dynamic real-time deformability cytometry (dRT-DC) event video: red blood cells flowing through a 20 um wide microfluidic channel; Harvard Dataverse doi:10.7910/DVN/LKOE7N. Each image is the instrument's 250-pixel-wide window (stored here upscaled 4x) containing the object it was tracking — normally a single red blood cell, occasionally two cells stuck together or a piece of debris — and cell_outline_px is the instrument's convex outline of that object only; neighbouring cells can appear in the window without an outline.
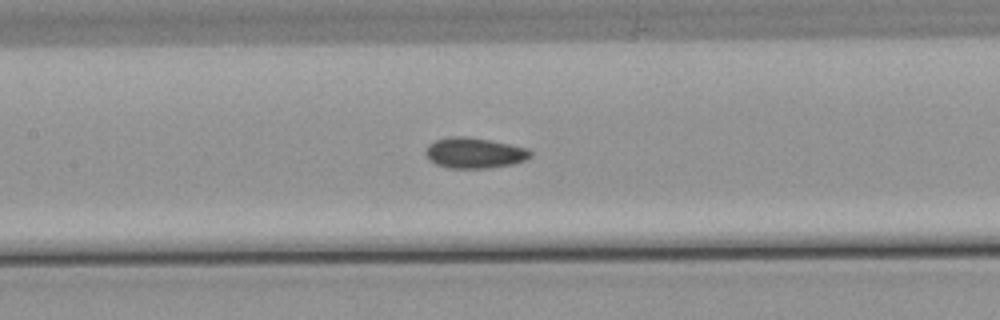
{"species": "common noctule bat (a hibernating species)", "species_latin": "Nyctalus noctula", "temperature_condition": "warm", "stored_images_in_passage": 31, "camera_frame_rate_fps": 3000, "um_per_image_px": 0.085, "animal": {"sex": "male", "body_mass_g": 21.5, "forearm_length_mm": 52.0}, "frame": {"image": 1, "passage_image": 12, "time_ms": 3.667, "image_size_px": [1000, 320], "cell_outline_px": [[532, 156], [524, 160], [512, 164], [488, 168], [448, 168], [436, 164], [428, 160], [424, 152], [428, 144], [436, 140], [448, 136], [464, 136], [488, 140], [528, 148], [532, 152]], "centroid_in_image_um": [40.28, 13.0], "position_along_channel_um": 167.1, "area_um2": 18.73}}
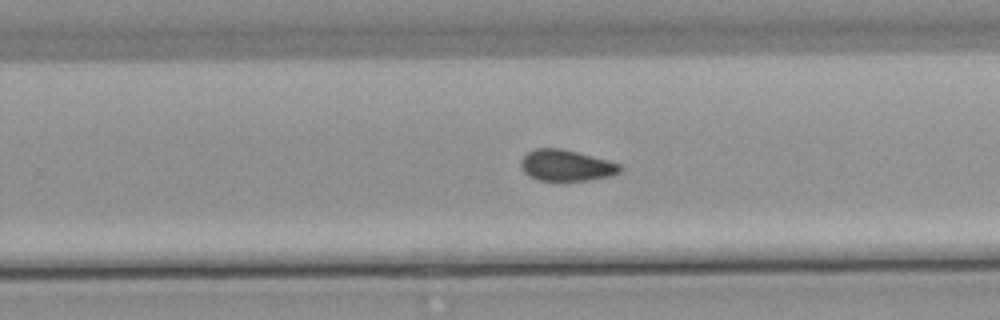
{"frame": {"image": 2, "passage_image": 21, "time_ms": 6.667, "image_size_px": [1000, 320], "cell_outline_px": [[620, 172], [612, 176], [588, 180], [536, 180], [528, 176], [524, 172], [520, 164], [520, 160], [528, 152], [536, 148], [560, 148], [608, 160], [620, 164]], "centroid_in_image_um": [48.11, 14.06], "position_along_channel_um": 281.7, "area_um2": 17.92}}
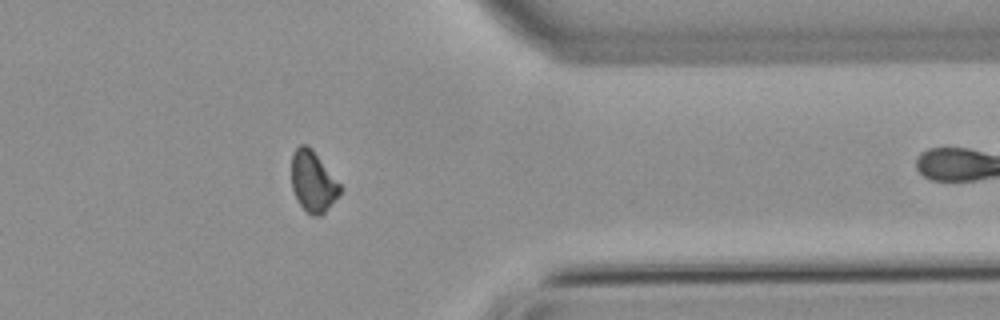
{"frame": {"image": 3, "passage_image": 30, "time_ms": 9.667, "image_size_px": [1000, 320], "cell_outline_px": [[340, 192], [324, 212], [320, 216], [312, 216], [300, 204], [292, 188], [292, 156], [296, 148], [300, 144], [308, 144], [312, 148], [340, 184]], "centroid_in_image_um": [26.59, 15.39], "position_along_channel_um": 384.8, "area_um2": 16.82}}